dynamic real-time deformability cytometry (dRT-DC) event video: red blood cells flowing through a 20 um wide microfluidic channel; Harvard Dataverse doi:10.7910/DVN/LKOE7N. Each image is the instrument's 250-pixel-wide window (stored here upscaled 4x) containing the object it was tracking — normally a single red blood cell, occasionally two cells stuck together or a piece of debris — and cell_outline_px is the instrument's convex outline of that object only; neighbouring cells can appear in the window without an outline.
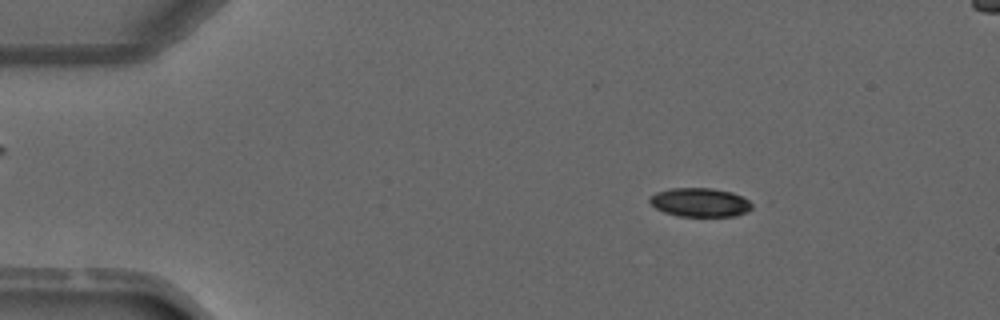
{"species": "common noctule bat (a hibernating species)", "species_latin": "Nyctalus noctula", "temperature_condition": "warm", "stored_images_in_passage": 3, "camera_frame_rate_fps": 3000, "um_per_image_px": 0.085, "animal": {"sex": "male", "forearm_length_mm": 52.5}, "frame": {"image": 1, "passage_image": 1, "time_ms": 0.0, "image_size_px": [1000, 320], "cell_outline_px": [[752, 208], [748, 212], [736, 216], [676, 216], [664, 212], [656, 208], [648, 200], [648, 196], [656, 192], [672, 188], [712, 188], [732, 192], [748, 200], [752, 204]], "centroid_in_image_um": [59.48, 17.2], "position_along_channel_um": 25.5, "area_um2": 17.28}}